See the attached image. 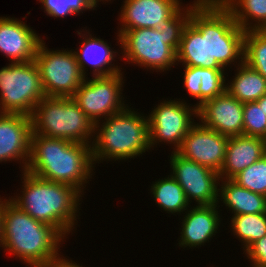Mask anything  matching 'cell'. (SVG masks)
Here are the masks:
<instances>
[{
  "label": "cell",
  "instance_id": "5bb4252c",
  "mask_svg": "<svg viewBox=\"0 0 266 267\" xmlns=\"http://www.w3.org/2000/svg\"><path fill=\"white\" fill-rule=\"evenodd\" d=\"M31 133L30 116L0 113V162L20 160V165L23 163L22 171H26L30 159Z\"/></svg>",
  "mask_w": 266,
  "mask_h": 267
},
{
  "label": "cell",
  "instance_id": "44dd1931",
  "mask_svg": "<svg viewBox=\"0 0 266 267\" xmlns=\"http://www.w3.org/2000/svg\"><path fill=\"white\" fill-rule=\"evenodd\" d=\"M218 199L235 215L266 212V196L239 186L232 179H220Z\"/></svg>",
  "mask_w": 266,
  "mask_h": 267
},
{
  "label": "cell",
  "instance_id": "603a6c76",
  "mask_svg": "<svg viewBox=\"0 0 266 267\" xmlns=\"http://www.w3.org/2000/svg\"><path fill=\"white\" fill-rule=\"evenodd\" d=\"M219 1L231 12L236 24L244 31L266 30V0Z\"/></svg>",
  "mask_w": 266,
  "mask_h": 267
},
{
  "label": "cell",
  "instance_id": "f546056e",
  "mask_svg": "<svg viewBox=\"0 0 266 267\" xmlns=\"http://www.w3.org/2000/svg\"><path fill=\"white\" fill-rule=\"evenodd\" d=\"M243 135L266 139V114L256 101L244 103Z\"/></svg>",
  "mask_w": 266,
  "mask_h": 267
},
{
  "label": "cell",
  "instance_id": "d6986e66",
  "mask_svg": "<svg viewBox=\"0 0 266 267\" xmlns=\"http://www.w3.org/2000/svg\"><path fill=\"white\" fill-rule=\"evenodd\" d=\"M266 154V139L246 135L229 137L220 179H233Z\"/></svg>",
  "mask_w": 266,
  "mask_h": 267
},
{
  "label": "cell",
  "instance_id": "8fae6325",
  "mask_svg": "<svg viewBox=\"0 0 266 267\" xmlns=\"http://www.w3.org/2000/svg\"><path fill=\"white\" fill-rule=\"evenodd\" d=\"M194 106L180 101V98L164 100L157 107L155 106L147 116L150 148H154L159 142H166L173 144L175 147H173V151H176L188 131L195 124L193 118L198 117V109Z\"/></svg>",
  "mask_w": 266,
  "mask_h": 267
},
{
  "label": "cell",
  "instance_id": "ac0fdd59",
  "mask_svg": "<svg viewBox=\"0 0 266 267\" xmlns=\"http://www.w3.org/2000/svg\"><path fill=\"white\" fill-rule=\"evenodd\" d=\"M218 204L196 205L189 207L181 220L182 231L180 232V247H201L206 242H210L212 236H215L220 226V215ZM218 207V208H217Z\"/></svg>",
  "mask_w": 266,
  "mask_h": 267
},
{
  "label": "cell",
  "instance_id": "836d02e7",
  "mask_svg": "<svg viewBox=\"0 0 266 267\" xmlns=\"http://www.w3.org/2000/svg\"><path fill=\"white\" fill-rule=\"evenodd\" d=\"M3 199L0 198V247L2 242V224H3Z\"/></svg>",
  "mask_w": 266,
  "mask_h": 267
},
{
  "label": "cell",
  "instance_id": "4dcf8cb0",
  "mask_svg": "<svg viewBox=\"0 0 266 267\" xmlns=\"http://www.w3.org/2000/svg\"><path fill=\"white\" fill-rule=\"evenodd\" d=\"M183 82L185 90L188 91L191 97L199 100L195 107H200V86H201V67L184 66Z\"/></svg>",
  "mask_w": 266,
  "mask_h": 267
},
{
  "label": "cell",
  "instance_id": "ba28073f",
  "mask_svg": "<svg viewBox=\"0 0 266 267\" xmlns=\"http://www.w3.org/2000/svg\"><path fill=\"white\" fill-rule=\"evenodd\" d=\"M35 61L9 63L0 69V113L32 116L45 97Z\"/></svg>",
  "mask_w": 266,
  "mask_h": 267
},
{
  "label": "cell",
  "instance_id": "d590c367",
  "mask_svg": "<svg viewBox=\"0 0 266 267\" xmlns=\"http://www.w3.org/2000/svg\"><path fill=\"white\" fill-rule=\"evenodd\" d=\"M94 3H95V5L96 6H98L97 4H99V1L101 2V1H103L104 2V0H92ZM105 1H111V0H105Z\"/></svg>",
  "mask_w": 266,
  "mask_h": 267
},
{
  "label": "cell",
  "instance_id": "2e32d148",
  "mask_svg": "<svg viewBox=\"0 0 266 267\" xmlns=\"http://www.w3.org/2000/svg\"><path fill=\"white\" fill-rule=\"evenodd\" d=\"M119 13L124 30L152 28L167 20L182 4L180 0H124Z\"/></svg>",
  "mask_w": 266,
  "mask_h": 267
},
{
  "label": "cell",
  "instance_id": "484cf974",
  "mask_svg": "<svg viewBox=\"0 0 266 267\" xmlns=\"http://www.w3.org/2000/svg\"><path fill=\"white\" fill-rule=\"evenodd\" d=\"M244 62L266 79V30H248L244 36Z\"/></svg>",
  "mask_w": 266,
  "mask_h": 267
},
{
  "label": "cell",
  "instance_id": "d6a6232c",
  "mask_svg": "<svg viewBox=\"0 0 266 267\" xmlns=\"http://www.w3.org/2000/svg\"><path fill=\"white\" fill-rule=\"evenodd\" d=\"M61 256L62 257L58 256L56 259L50 260L45 264L37 267H73L72 260H69L66 257L64 258L63 255Z\"/></svg>",
  "mask_w": 266,
  "mask_h": 267
},
{
  "label": "cell",
  "instance_id": "cb8c5ba5",
  "mask_svg": "<svg viewBox=\"0 0 266 267\" xmlns=\"http://www.w3.org/2000/svg\"><path fill=\"white\" fill-rule=\"evenodd\" d=\"M150 190L156 204L168 214L180 213L181 215V212L188 210L190 203L186 199L183 188L172 175L154 182Z\"/></svg>",
  "mask_w": 266,
  "mask_h": 267
},
{
  "label": "cell",
  "instance_id": "6da1fadb",
  "mask_svg": "<svg viewBox=\"0 0 266 267\" xmlns=\"http://www.w3.org/2000/svg\"><path fill=\"white\" fill-rule=\"evenodd\" d=\"M245 33L219 0H202L184 28L177 63L209 69H226L237 60L242 63Z\"/></svg>",
  "mask_w": 266,
  "mask_h": 267
},
{
  "label": "cell",
  "instance_id": "1f68e13d",
  "mask_svg": "<svg viewBox=\"0 0 266 267\" xmlns=\"http://www.w3.org/2000/svg\"><path fill=\"white\" fill-rule=\"evenodd\" d=\"M244 253L252 267H266V235L252 243Z\"/></svg>",
  "mask_w": 266,
  "mask_h": 267
},
{
  "label": "cell",
  "instance_id": "e575fe53",
  "mask_svg": "<svg viewBox=\"0 0 266 267\" xmlns=\"http://www.w3.org/2000/svg\"><path fill=\"white\" fill-rule=\"evenodd\" d=\"M266 114V94L256 101Z\"/></svg>",
  "mask_w": 266,
  "mask_h": 267
},
{
  "label": "cell",
  "instance_id": "ffe728a7",
  "mask_svg": "<svg viewBox=\"0 0 266 267\" xmlns=\"http://www.w3.org/2000/svg\"><path fill=\"white\" fill-rule=\"evenodd\" d=\"M86 30L84 34L77 31L78 35L83 38L78 51L73 50L76 60L79 64L82 75L86 78V64H90L93 70L92 77H108L122 73L120 67L115 66L112 61L116 58V52L109 47L103 39L93 37ZM82 34V35H81ZM84 36V37H83ZM85 38V39H84ZM110 65V66H109ZM108 68H107V67Z\"/></svg>",
  "mask_w": 266,
  "mask_h": 267
},
{
  "label": "cell",
  "instance_id": "4fadbf2b",
  "mask_svg": "<svg viewBox=\"0 0 266 267\" xmlns=\"http://www.w3.org/2000/svg\"><path fill=\"white\" fill-rule=\"evenodd\" d=\"M228 140V136L199 122L191 127L175 152L219 173L225 160Z\"/></svg>",
  "mask_w": 266,
  "mask_h": 267
},
{
  "label": "cell",
  "instance_id": "277c9868",
  "mask_svg": "<svg viewBox=\"0 0 266 267\" xmlns=\"http://www.w3.org/2000/svg\"><path fill=\"white\" fill-rule=\"evenodd\" d=\"M1 247L30 267L56 259L64 236L53 226L37 221L10 199L3 200Z\"/></svg>",
  "mask_w": 266,
  "mask_h": 267
},
{
  "label": "cell",
  "instance_id": "9a60e30c",
  "mask_svg": "<svg viewBox=\"0 0 266 267\" xmlns=\"http://www.w3.org/2000/svg\"><path fill=\"white\" fill-rule=\"evenodd\" d=\"M244 104L227 91L198 108V118L207 128L228 137L243 135Z\"/></svg>",
  "mask_w": 266,
  "mask_h": 267
},
{
  "label": "cell",
  "instance_id": "8d00e7d4",
  "mask_svg": "<svg viewBox=\"0 0 266 267\" xmlns=\"http://www.w3.org/2000/svg\"><path fill=\"white\" fill-rule=\"evenodd\" d=\"M73 267H82V265L80 266V264L78 265L77 263L73 262Z\"/></svg>",
  "mask_w": 266,
  "mask_h": 267
},
{
  "label": "cell",
  "instance_id": "30bf717a",
  "mask_svg": "<svg viewBox=\"0 0 266 267\" xmlns=\"http://www.w3.org/2000/svg\"><path fill=\"white\" fill-rule=\"evenodd\" d=\"M123 73L90 80L86 77L72 96L94 125L127 107L122 95Z\"/></svg>",
  "mask_w": 266,
  "mask_h": 267
},
{
  "label": "cell",
  "instance_id": "52a82bcc",
  "mask_svg": "<svg viewBox=\"0 0 266 267\" xmlns=\"http://www.w3.org/2000/svg\"><path fill=\"white\" fill-rule=\"evenodd\" d=\"M31 120L34 134L92 146L95 125L72 97L45 96Z\"/></svg>",
  "mask_w": 266,
  "mask_h": 267
},
{
  "label": "cell",
  "instance_id": "4316f807",
  "mask_svg": "<svg viewBox=\"0 0 266 267\" xmlns=\"http://www.w3.org/2000/svg\"><path fill=\"white\" fill-rule=\"evenodd\" d=\"M232 180L245 189L266 196V154Z\"/></svg>",
  "mask_w": 266,
  "mask_h": 267
},
{
  "label": "cell",
  "instance_id": "9c48e42d",
  "mask_svg": "<svg viewBox=\"0 0 266 267\" xmlns=\"http://www.w3.org/2000/svg\"><path fill=\"white\" fill-rule=\"evenodd\" d=\"M45 44L39 43L34 58L45 95L72 97L85 80L73 49L51 51Z\"/></svg>",
  "mask_w": 266,
  "mask_h": 267
},
{
  "label": "cell",
  "instance_id": "e0dca14e",
  "mask_svg": "<svg viewBox=\"0 0 266 267\" xmlns=\"http://www.w3.org/2000/svg\"><path fill=\"white\" fill-rule=\"evenodd\" d=\"M42 40L23 21L0 17V52L10 58V63L33 61Z\"/></svg>",
  "mask_w": 266,
  "mask_h": 267
},
{
  "label": "cell",
  "instance_id": "7a4b0ae2",
  "mask_svg": "<svg viewBox=\"0 0 266 267\" xmlns=\"http://www.w3.org/2000/svg\"><path fill=\"white\" fill-rule=\"evenodd\" d=\"M202 0H195L189 7L181 5L157 29L139 28L124 30L117 41L122 48V58L130 64H138L156 72H164L177 64L179 48L185 26L190 21L191 11ZM124 53V54H123Z\"/></svg>",
  "mask_w": 266,
  "mask_h": 267
},
{
  "label": "cell",
  "instance_id": "8992f818",
  "mask_svg": "<svg viewBox=\"0 0 266 267\" xmlns=\"http://www.w3.org/2000/svg\"><path fill=\"white\" fill-rule=\"evenodd\" d=\"M102 122L96 123L94 128L97 133L91 146L94 165L106 159H134L151 149L148 117L136 113L129 105Z\"/></svg>",
  "mask_w": 266,
  "mask_h": 267
},
{
  "label": "cell",
  "instance_id": "f1b7e54d",
  "mask_svg": "<svg viewBox=\"0 0 266 267\" xmlns=\"http://www.w3.org/2000/svg\"><path fill=\"white\" fill-rule=\"evenodd\" d=\"M225 69L201 67L200 106L226 91Z\"/></svg>",
  "mask_w": 266,
  "mask_h": 267
},
{
  "label": "cell",
  "instance_id": "7402d4cb",
  "mask_svg": "<svg viewBox=\"0 0 266 267\" xmlns=\"http://www.w3.org/2000/svg\"><path fill=\"white\" fill-rule=\"evenodd\" d=\"M236 71L231 82L226 83V91L231 96L244 104L257 101L266 94V79L257 70L243 61L237 64Z\"/></svg>",
  "mask_w": 266,
  "mask_h": 267
},
{
  "label": "cell",
  "instance_id": "d4e9b609",
  "mask_svg": "<svg viewBox=\"0 0 266 267\" xmlns=\"http://www.w3.org/2000/svg\"><path fill=\"white\" fill-rule=\"evenodd\" d=\"M231 229L242 241L245 251L252 243L266 235V212L260 214L235 215L231 218Z\"/></svg>",
  "mask_w": 266,
  "mask_h": 267
},
{
  "label": "cell",
  "instance_id": "5b68a950",
  "mask_svg": "<svg viewBox=\"0 0 266 267\" xmlns=\"http://www.w3.org/2000/svg\"><path fill=\"white\" fill-rule=\"evenodd\" d=\"M22 173V196L9 199L31 217L55 227L66 237L75 228L83 194L73 186L47 181L27 171Z\"/></svg>",
  "mask_w": 266,
  "mask_h": 267
},
{
  "label": "cell",
  "instance_id": "83f0119b",
  "mask_svg": "<svg viewBox=\"0 0 266 267\" xmlns=\"http://www.w3.org/2000/svg\"><path fill=\"white\" fill-rule=\"evenodd\" d=\"M39 2L42 3L47 16L63 19L69 15H79L82 11L97 8L92 0H39Z\"/></svg>",
  "mask_w": 266,
  "mask_h": 267
},
{
  "label": "cell",
  "instance_id": "7c38bea8",
  "mask_svg": "<svg viewBox=\"0 0 266 267\" xmlns=\"http://www.w3.org/2000/svg\"><path fill=\"white\" fill-rule=\"evenodd\" d=\"M169 161L172 168L171 175L183 188L186 199L190 204L193 199L197 206L219 203V173L185 159L175 151H172Z\"/></svg>",
  "mask_w": 266,
  "mask_h": 267
},
{
  "label": "cell",
  "instance_id": "3957f363",
  "mask_svg": "<svg viewBox=\"0 0 266 267\" xmlns=\"http://www.w3.org/2000/svg\"><path fill=\"white\" fill-rule=\"evenodd\" d=\"M93 165L91 145L31 133L26 168L30 174L73 186L83 193L85 183L92 178Z\"/></svg>",
  "mask_w": 266,
  "mask_h": 267
}]
</instances>
